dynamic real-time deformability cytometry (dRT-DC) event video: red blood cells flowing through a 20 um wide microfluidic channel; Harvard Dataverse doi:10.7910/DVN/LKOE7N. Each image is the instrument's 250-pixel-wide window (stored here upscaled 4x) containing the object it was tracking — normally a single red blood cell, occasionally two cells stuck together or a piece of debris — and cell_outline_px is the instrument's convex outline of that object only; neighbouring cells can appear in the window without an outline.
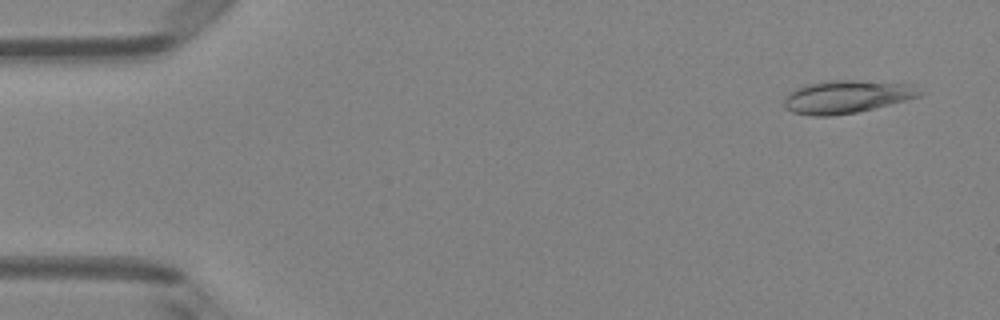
{"species": "Egyptian fruit bat (a non-hibernating species)", "species_latin": "Rousettus aegyptiacus", "temperature_condition": "room temperature", "stored_images_in_passage": 49, "camera_frame_rate_fps": 3000, "um_per_image_px": 0.085, "animal": {"sex": "female"}, "frame": {"image": 1, "passage_image": 3, "time_ms": 0.667, "image_size_px": [1000, 320], "cell_outline_px": [[924, 92], [920, 96], [856, 112], [832, 116], [812, 116], [792, 112], [784, 108], [784, 100], [788, 92], [804, 84], [828, 80], [856, 80], [908, 84]], "centroid_in_image_um": [71.88, 8.22], "position_along_channel_um": 13.1, "area_um2": 25.84}}
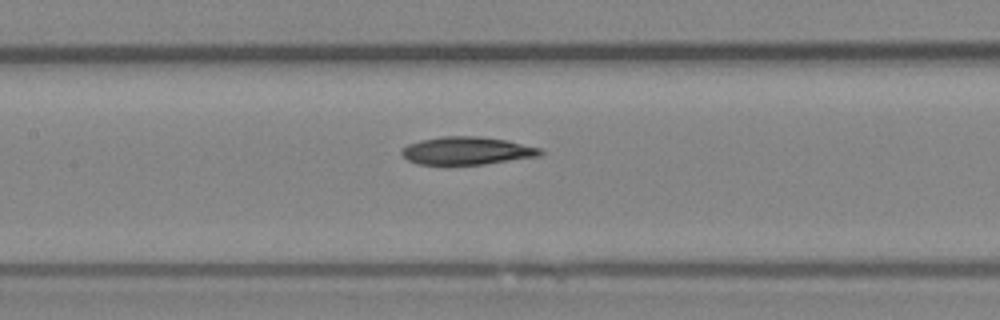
{"frame": {"image": 2, "passage_image": 23, "time_ms": 7.333, "image_size_px": [1000, 320], "cell_outline_px": [[544, 152], [540, 156], [484, 164], [448, 168], [416, 164], [408, 160], [400, 152], [408, 144], [420, 140], [440, 136], [476, 136], [508, 140], [540, 148]], "centroid_in_image_um": [39.63, 12.86], "position_along_channel_um": 167.8, "area_um2": 23.41}}
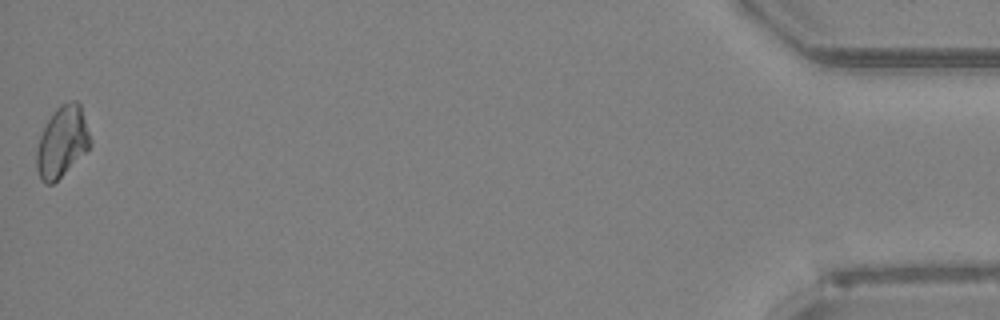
{"frame": {"image": 3, "passage_image": 49, "time_ms": 16.0, "image_size_px": [1000, 320], "cell_outline_px": [[92, 144], [52, 184], [44, 184], [40, 180], [36, 168], [36, 148], [40, 136], [48, 120], [56, 108], [60, 104], [72, 100], [76, 100], [80, 104], [92, 140]], "centroid_in_image_um": [5.26, 12.03], "position_along_channel_um": 429.9, "area_um2": 21.91}}